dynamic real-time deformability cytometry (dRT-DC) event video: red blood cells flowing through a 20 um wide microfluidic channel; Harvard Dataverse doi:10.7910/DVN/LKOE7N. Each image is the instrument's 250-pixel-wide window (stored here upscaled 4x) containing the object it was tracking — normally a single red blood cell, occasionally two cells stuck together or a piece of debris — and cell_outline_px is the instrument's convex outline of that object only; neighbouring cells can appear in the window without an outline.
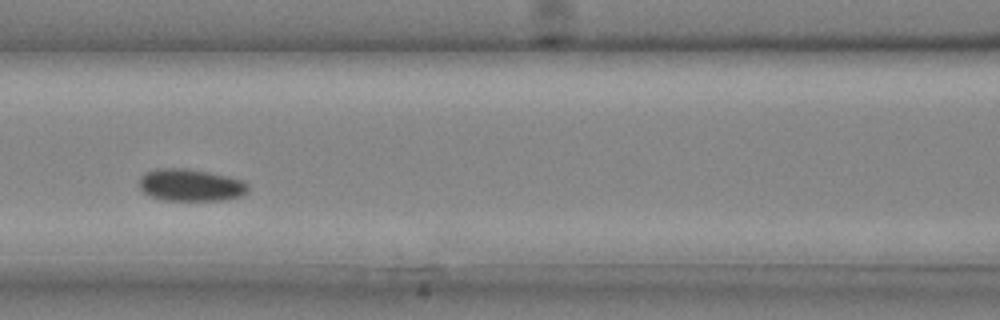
{"species": "common noctule bat (a hibernating species)", "species_latin": "Nyctalus noctula", "temperature_condition": "cold", "stored_images_in_passage": 22, "camera_frame_rate_fps": 3000, "um_per_image_px": 0.085, "animal": {"sex": "male", "body_mass_g": 20.4}, "frame": {"image": 1, "passage_image": 5, "time_ms": 1.333, "image_size_px": [1000, 320], "cell_outline_px": [[248, 188], [240, 196], [224, 200], [164, 200], [152, 196], [144, 192], [140, 188], [140, 176], [144, 172], [156, 168], [188, 168], [208, 172], [244, 180], [248, 184]], "centroid_in_image_um": [16.18, 15.72], "position_along_channel_um": 150.4, "area_um2": 20.35}}
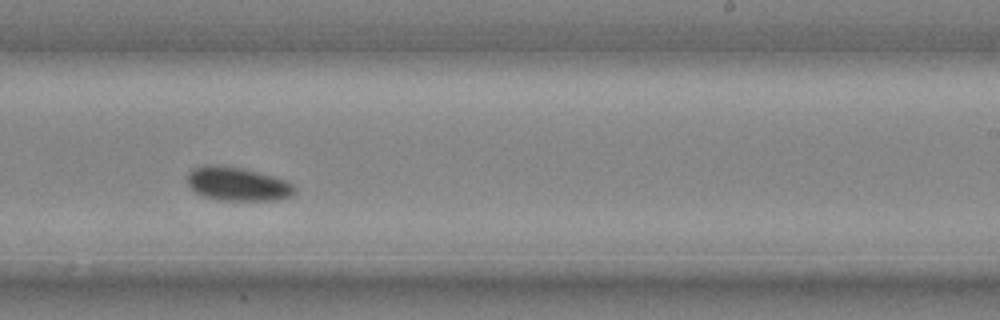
{"frame": {"image": 2, "passage_image": 11, "time_ms": 3.333, "image_size_px": [1000, 320], "cell_outline_px": [[296, 192], [292, 196], [280, 200], [216, 200], [204, 196], [196, 192], [188, 184], [188, 172], [192, 168], [204, 164], [212, 164], [240, 168], [288, 180], [296, 188]], "centroid_in_image_um": [20.2, 15.64], "position_along_channel_um": 268.8, "area_um2": 21.15}}
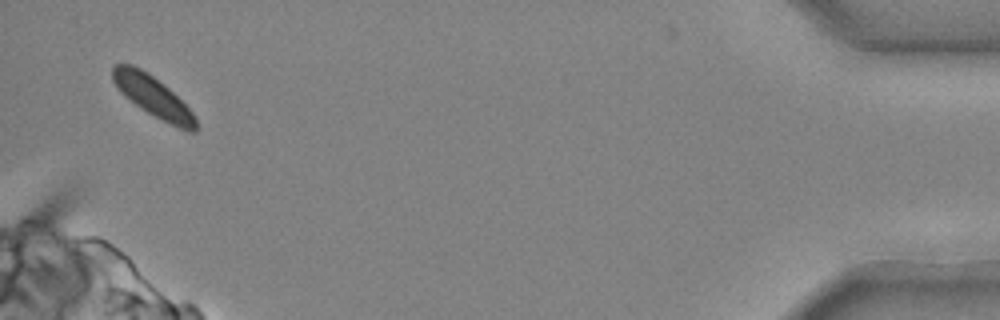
{"frame": {"image": 3, "passage_image": 22, "time_ms": 7.0, "image_size_px": [1000, 320], "cell_outline_px": [[200, 128], [196, 132], [188, 132], [148, 112], [124, 96], [120, 92], [112, 80], [112, 68], [116, 64], [132, 64], [148, 72], [168, 88], [196, 116]], "centroid_in_image_um": [13.02, 8.2], "position_along_channel_um": 422.2, "area_um2": 19.48}}